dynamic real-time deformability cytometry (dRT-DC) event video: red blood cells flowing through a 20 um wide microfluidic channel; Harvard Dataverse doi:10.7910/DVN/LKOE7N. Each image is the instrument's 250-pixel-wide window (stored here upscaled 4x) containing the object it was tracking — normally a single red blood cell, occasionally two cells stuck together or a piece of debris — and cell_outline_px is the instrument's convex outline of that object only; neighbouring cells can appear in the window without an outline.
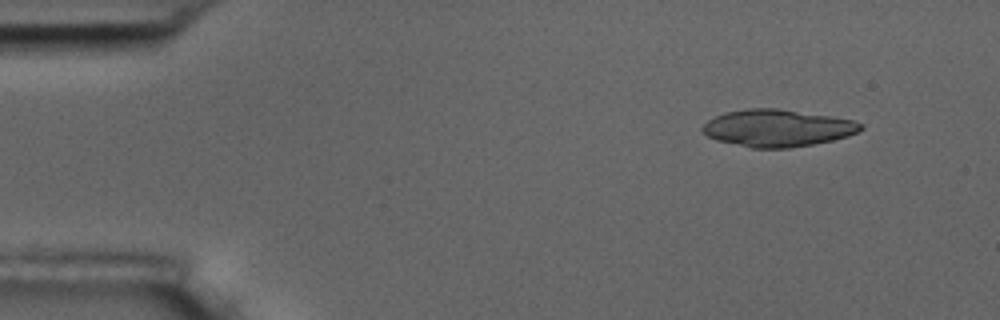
{"species": "common noctule bat (a hibernating species)", "species_latin": "Nyctalus noctula", "temperature_condition": "room temperature", "stored_images_in_passage": 6, "camera_frame_rate_fps": 3000, "um_per_image_px": 0.085, "animal": {"sex": "male", "body_mass_g": 17.5, "forearm_length_mm": 52.3}, "frame": {"image": 1, "passage_image": 2, "time_ms": 1.0, "image_size_px": [1000, 320], "cell_outline_px": [[864, 128], [848, 136], [832, 140], [812, 144], [788, 148], [752, 148], [716, 140], [708, 136], [700, 128], [708, 120], [716, 116], [728, 112], [748, 108], [776, 108], [832, 116], [852, 120], [864, 124]], "centroid_in_image_um": [66.09, 10.88], "position_along_channel_um": 18.9, "area_um2": 34.04}}